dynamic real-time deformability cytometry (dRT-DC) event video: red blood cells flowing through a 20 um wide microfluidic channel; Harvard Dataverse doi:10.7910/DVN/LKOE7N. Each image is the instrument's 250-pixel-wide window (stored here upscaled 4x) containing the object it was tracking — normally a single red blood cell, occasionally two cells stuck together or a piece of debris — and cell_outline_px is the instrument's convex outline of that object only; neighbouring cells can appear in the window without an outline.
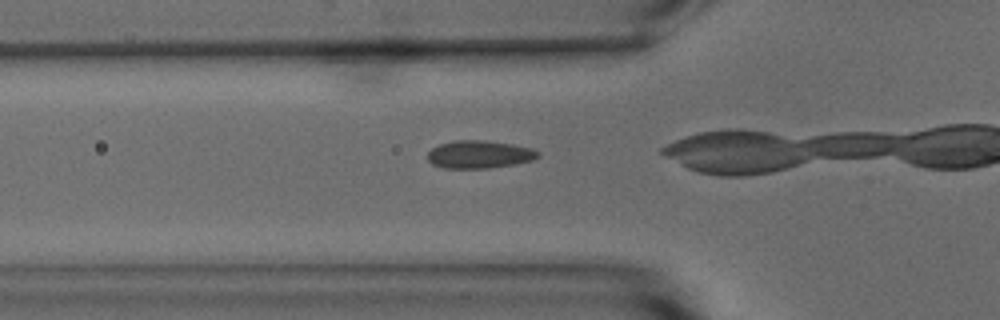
{"species": "common noctule bat (a hibernating species)", "species_latin": "Nyctalus noctula", "temperature_condition": "warm", "stored_images_in_passage": 11, "camera_frame_rate_fps": 3000, "um_per_image_px": 0.085, "animal": {"sex": "male", "body_mass_g": 15.6}, "frame": {"image": 1, "passage_image": 7, "time_ms": 2.0, "image_size_px": [1000, 320], "cell_outline_px": [[540, 156], [532, 160], [516, 164], [488, 168], [444, 168], [432, 164], [428, 160], [428, 152], [432, 148], [440, 144], [452, 140], [484, 140], [512, 144], [532, 148], [540, 152]], "centroid_in_image_um": [40.75, 13.12], "position_along_channel_um": 85.0, "area_um2": 17.98}}